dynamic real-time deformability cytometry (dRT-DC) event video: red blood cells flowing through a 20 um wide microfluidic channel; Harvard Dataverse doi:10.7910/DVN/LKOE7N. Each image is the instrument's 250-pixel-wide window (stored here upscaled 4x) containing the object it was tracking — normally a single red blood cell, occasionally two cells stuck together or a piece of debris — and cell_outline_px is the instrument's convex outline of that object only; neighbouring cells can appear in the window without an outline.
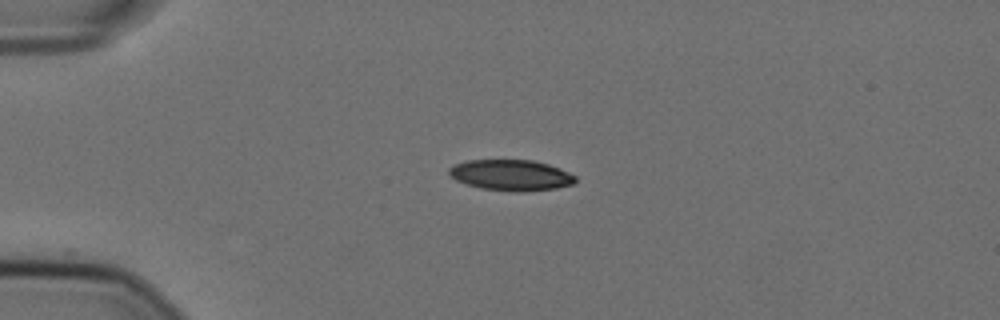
{"species": "Egyptian fruit bat (a non-hibernating species)", "species_latin": "Rousettus aegyptiacus", "temperature_condition": "cold", "stored_images_in_passage": 43, "camera_frame_rate_fps": 3000, "um_per_image_px": 0.085, "animal": {"sex": "female"}, "frame": {"image": 1, "passage_image": 1, "time_ms": 0.0, "image_size_px": [1000, 320], "cell_outline_px": [[576, 180], [572, 184], [556, 188], [520, 192], [480, 188], [456, 180], [448, 176], [448, 168], [452, 164], [468, 160], [532, 160], [548, 164], [560, 168], [576, 176]], "centroid_in_image_um": [43.4, 14.88], "position_along_channel_um": 41.6, "area_um2": 22.77}}
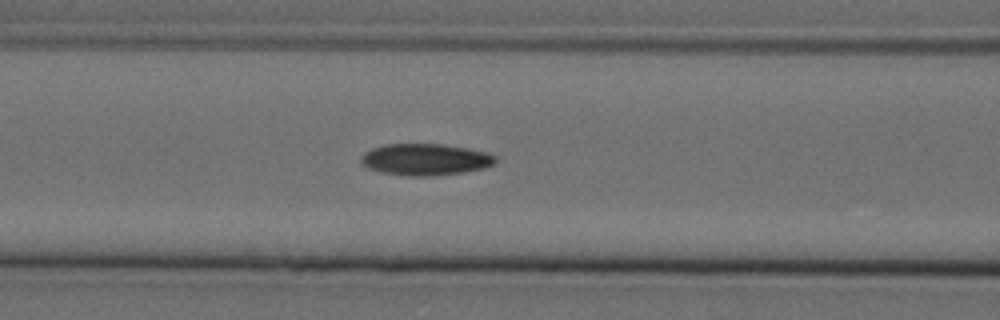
{"frame": {"image": 2, "passage_image": 11, "time_ms": 3.333, "image_size_px": [1000, 320], "cell_outline_px": [[496, 160], [492, 164], [484, 168], [460, 172], [428, 176], [412, 176], [380, 172], [368, 168], [360, 160], [360, 156], [364, 152], [372, 148], [384, 144], [444, 144], [468, 148], [488, 152], [496, 156]], "centroid_in_image_um": [36.13, 13.54], "position_along_channel_um": 130.5, "area_um2": 24.68}}
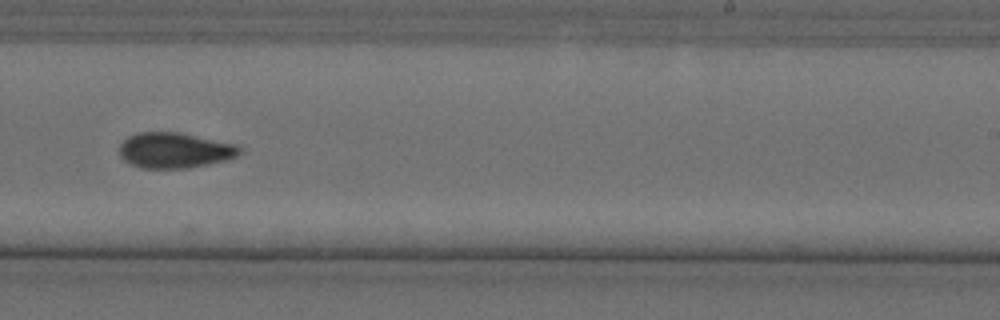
{"frame": {"image": 3, "passage_image": 23, "time_ms": 7.333, "image_size_px": [1000, 320], "cell_outline_px": [[240, 152], [236, 156], [228, 160], [188, 168], [140, 168], [124, 160], [120, 156], [120, 144], [128, 136], [140, 132], [180, 132], [236, 144], [240, 148]], "centroid_in_image_um": [14.84, 12.77], "position_along_channel_um": 274.2, "area_um2": 24.85}, "authors_computed_cell_mechanics": {"area_um2": 24.3916, "velocity_mm_per_s": 3.5998, "shape_relaxation_time_tau1_ms": 6.0707, "shape_relaxation_time_tau2_ms": 7.3906, "deformation_change_tau1": 0.1702, "deformation_change_tau2": 0.1192}}